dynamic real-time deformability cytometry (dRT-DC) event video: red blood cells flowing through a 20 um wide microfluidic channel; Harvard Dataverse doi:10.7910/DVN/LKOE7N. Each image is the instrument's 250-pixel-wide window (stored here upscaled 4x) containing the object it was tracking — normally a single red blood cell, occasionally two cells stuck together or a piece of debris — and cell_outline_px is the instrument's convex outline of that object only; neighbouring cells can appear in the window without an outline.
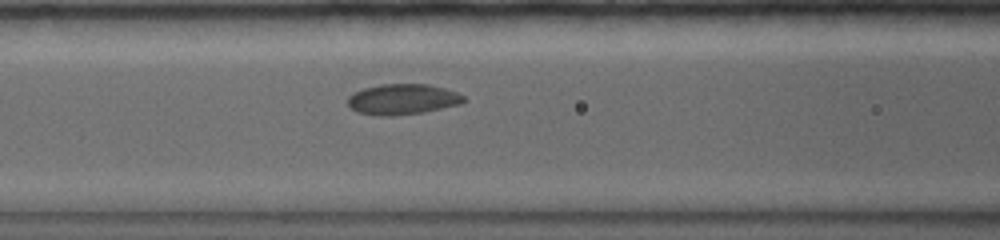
{"species": "common noctule bat (a hibernating species)", "species_latin": "Nyctalus noctula", "temperature_condition": "warm", "stored_images_in_passage": 4, "camera_frame_rate_fps": 5000, "um_per_image_px": 0.085, "animal": {"sex": "female", "body_mass_g": 19.0, "forearm_length_mm": 56.7}, "frame": {"image": 1, "passage_image": 4, "time_ms": 2.4, "image_size_px": [1000, 240], "cell_outline_px": [[464, 100], [460, 104], [424, 112], [388, 116], [380, 116], [356, 112], [348, 104], [348, 96], [364, 88], [380, 84], [428, 84], [444, 88], [456, 92], [464, 96]], "centroid_in_image_um": [34.21, 8.44], "position_along_channel_um": 132.4, "area_um2": 20.52}}